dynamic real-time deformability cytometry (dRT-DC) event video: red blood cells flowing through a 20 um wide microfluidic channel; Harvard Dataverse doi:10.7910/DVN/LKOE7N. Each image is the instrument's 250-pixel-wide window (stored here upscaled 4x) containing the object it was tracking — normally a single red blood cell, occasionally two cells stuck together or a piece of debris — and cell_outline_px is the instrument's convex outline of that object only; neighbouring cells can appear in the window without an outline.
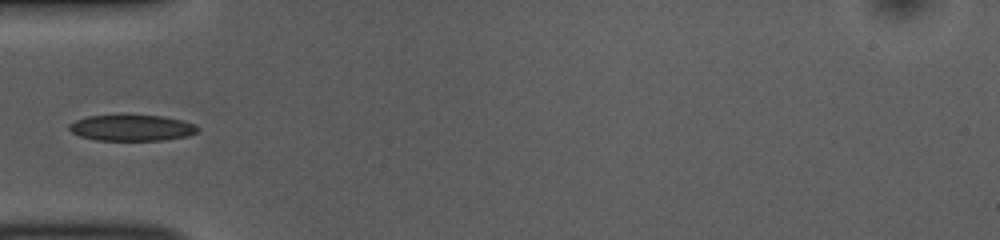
{"species": "common noctule bat (a hibernating species)", "species_latin": "Nyctalus noctula", "temperature_condition": "room temperature", "stored_images_in_passage": 37, "camera_frame_rate_fps": 3000, "um_per_image_px": 0.085, "animal": {"sex": "female", "body_mass_g": 10.0, "forearm_length_mm": 53.1}, "frame": {"image": 1, "passage_image": 1, "time_ms": 0.0, "image_size_px": [1000, 240], "cell_outline_px": [[200, 128], [196, 132], [188, 136], [164, 140], [96, 140], [80, 136], [72, 132], [68, 128], [68, 124], [76, 120], [88, 116], [160, 116], [184, 120], [196, 124]], "centroid_in_image_um": [11.23, 10.88], "position_along_channel_um": 73.8, "area_um2": 19.36}}
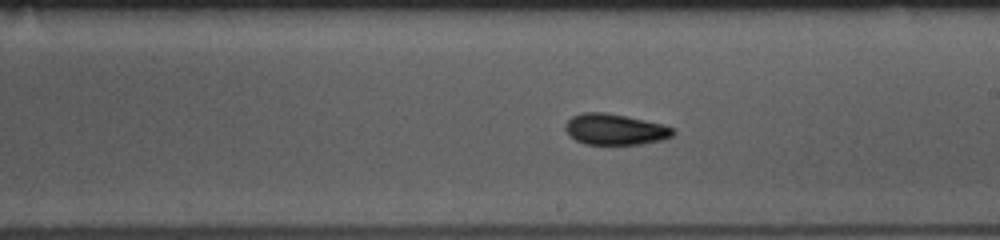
{"frame": {"image": 2, "passage_image": 14, "time_ms": 4.333, "image_size_px": [1000, 240], "cell_outline_px": [[676, 132], [672, 136], [660, 140], [640, 144], [584, 144], [568, 136], [564, 128], [564, 124], [572, 116], [580, 112], [604, 112], [644, 120], [660, 124], [672, 128]], "centroid_in_image_um": [52.2, 10.99], "position_along_channel_um": 236.8, "area_um2": 19.36}}
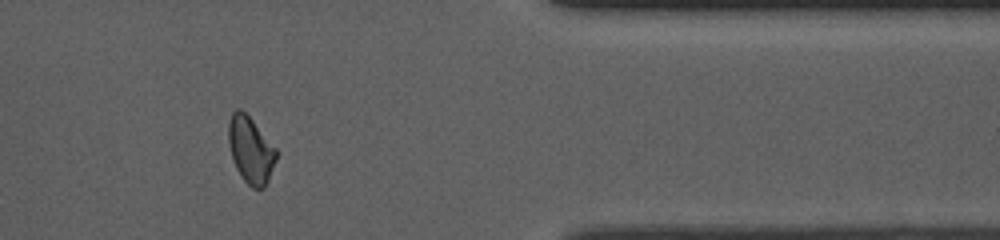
{"frame": {"image": 3, "passage_image": 28, "time_ms": 9.0, "image_size_px": [1000, 240], "cell_outline_px": [[276, 160], [268, 180], [264, 188], [252, 188], [244, 180], [236, 168], [228, 144], [228, 120], [232, 112], [236, 108], [240, 108], [252, 120], [276, 148]], "centroid_in_image_um": [21.28, 12.73], "position_along_channel_um": 390.1, "area_um2": 18.38}}